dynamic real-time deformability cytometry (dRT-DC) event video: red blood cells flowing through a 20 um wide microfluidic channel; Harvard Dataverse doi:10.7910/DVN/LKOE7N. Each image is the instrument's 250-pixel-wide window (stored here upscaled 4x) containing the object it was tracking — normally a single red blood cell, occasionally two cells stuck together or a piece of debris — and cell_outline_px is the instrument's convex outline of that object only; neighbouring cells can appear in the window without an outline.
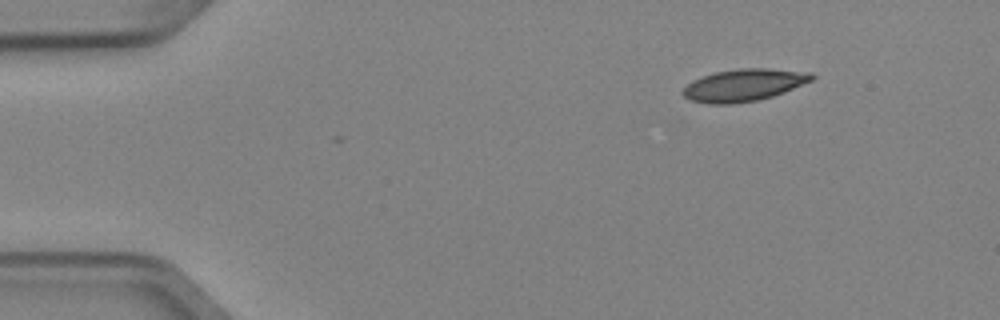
{"species": "Egyptian fruit bat (a non-hibernating species)", "species_latin": "Rousettus aegyptiacus", "temperature_condition": "cold", "stored_images_in_passage": 3, "camera_frame_rate_fps": 3000, "um_per_image_px": 0.085, "animal": {"sex": "female"}, "frame": {"image": 1, "passage_image": 1, "time_ms": 0.0, "image_size_px": [1000, 320], "cell_outline_px": [[816, 76], [812, 80], [784, 92], [772, 96], [756, 100], [732, 104], [708, 104], [692, 100], [684, 96], [680, 92], [692, 80], [716, 72], [740, 68], [768, 68], [812, 72]], "centroid_in_image_um": [63.24, 7.23], "position_along_channel_um": 21.8, "area_um2": 24.1}}